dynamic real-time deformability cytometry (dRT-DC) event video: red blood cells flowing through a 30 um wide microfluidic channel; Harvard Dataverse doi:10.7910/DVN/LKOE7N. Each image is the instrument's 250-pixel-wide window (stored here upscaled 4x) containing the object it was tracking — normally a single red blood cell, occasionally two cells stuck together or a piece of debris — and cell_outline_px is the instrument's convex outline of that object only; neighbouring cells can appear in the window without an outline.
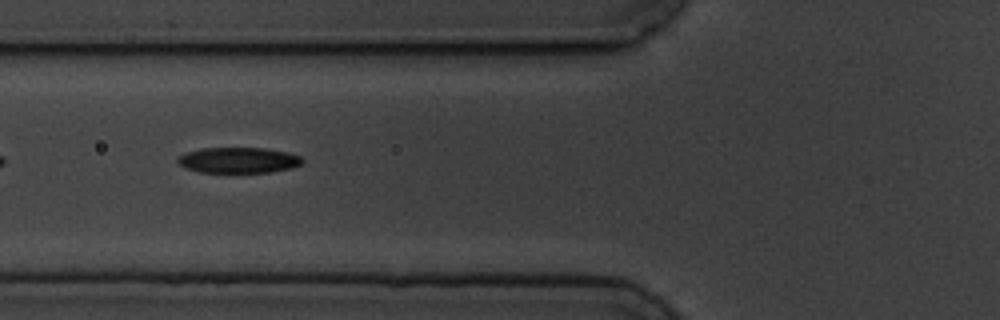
{"species": "common noctule bat (a hibernating species)", "species_latin": "Nyctalus noctula", "temperature_condition": "cold", "stored_images_in_passage": 7, "camera_frame_rate_fps": 3000, "um_per_image_px": 0.085, "animal": {"sex": "male", "body_mass_g": 19.5, "forearm_length_mm": 54.6}, "frame": {"image": 1, "passage_image": 4, "time_ms": 3.333, "image_size_px": [1000, 320], "cell_outline_px": [[304, 160], [300, 164], [292, 168], [268, 172], [200, 172], [184, 168], [176, 160], [176, 156], [184, 152], [204, 148], [264, 148], [288, 152], [300, 156]], "centroid_in_image_um": [20.23, 13.61], "position_along_channel_um": 105.6, "area_um2": 18.73}}
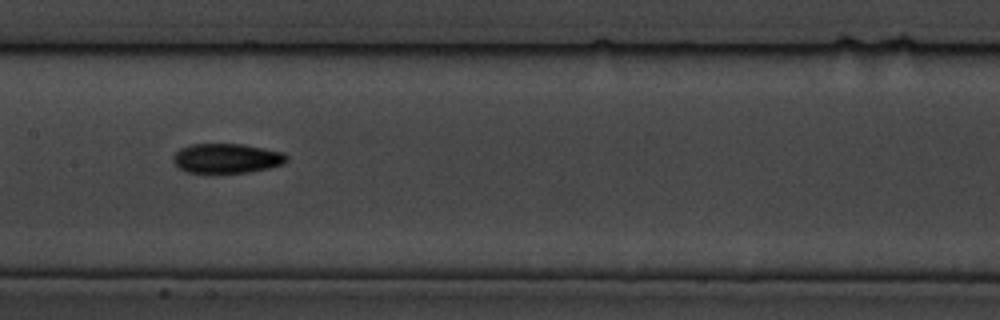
{"frame": {"image": 2, "passage_image": 6, "time_ms": 5.667, "image_size_px": [1000, 320], "cell_outline_px": [[288, 160], [284, 164], [268, 168], [248, 172], [188, 172], [180, 168], [172, 160], [172, 156], [180, 148], [188, 144], [244, 144], [284, 152], [288, 156]], "centroid_in_image_um": [19.29, 13.44], "position_along_channel_um": 188.1, "area_um2": 19.59}}
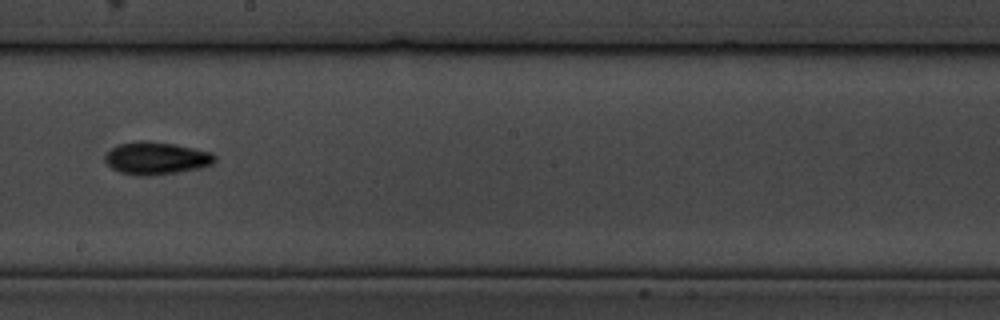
{"frame": {"image": 3, "passage_image": 7, "time_ms": 7.0, "image_size_px": [1000, 320], "cell_outline_px": [[216, 160], [212, 164], [200, 168], [152, 176], [136, 176], [120, 172], [112, 168], [104, 160], [104, 156], [112, 148], [120, 144], [140, 140], [144, 140], [172, 144], [212, 152], [216, 156]], "centroid_in_image_um": [13.28, 13.46], "position_along_channel_um": 234.9, "area_um2": 20.75}}